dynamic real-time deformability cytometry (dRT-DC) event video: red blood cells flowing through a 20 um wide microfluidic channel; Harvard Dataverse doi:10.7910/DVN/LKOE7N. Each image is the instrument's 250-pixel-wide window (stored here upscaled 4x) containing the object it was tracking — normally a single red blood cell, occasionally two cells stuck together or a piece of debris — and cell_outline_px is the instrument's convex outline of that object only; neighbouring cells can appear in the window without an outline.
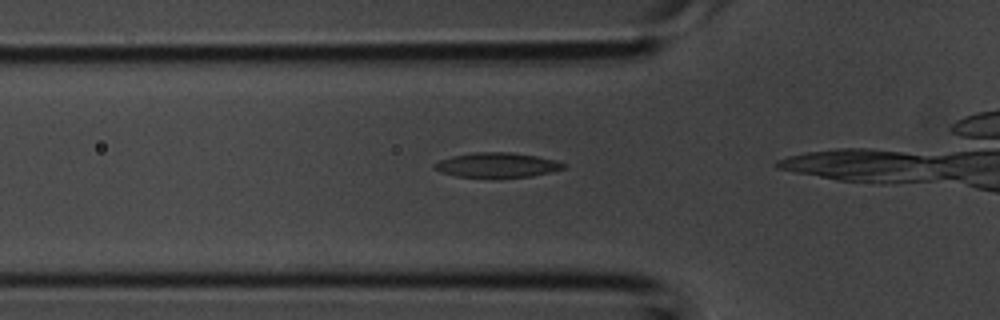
{"species": "common noctule bat (a hibernating species)", "species_latin": "Nyctalus noctula", "temperature_condition": "room temperature", "stored_images_in_passage": 10, "camera_frame_rate_fps": 3000, "um_per_image_px": 0.085, "animal": {"sex": "male", "body_mass_g": 20.1, "forearm_length_mm": 53.5}, "frame": {"image": 1, "passage_image": 7, "time_ms": 2.0, "image_size_px": [1000, 320], "cell_outline_px": [[568, 168], [532, 176], [456, 176], [440, 172], [432, 168], [432, 164], [440, 160], [452, 156], [476, 152], [512, 152], [536, 156], [556, 160], [568, 164]], "centroid_in_image_um": [42.28, 14.01], "position_along_channel_um": 83.5, "area_um2": 18.44}}
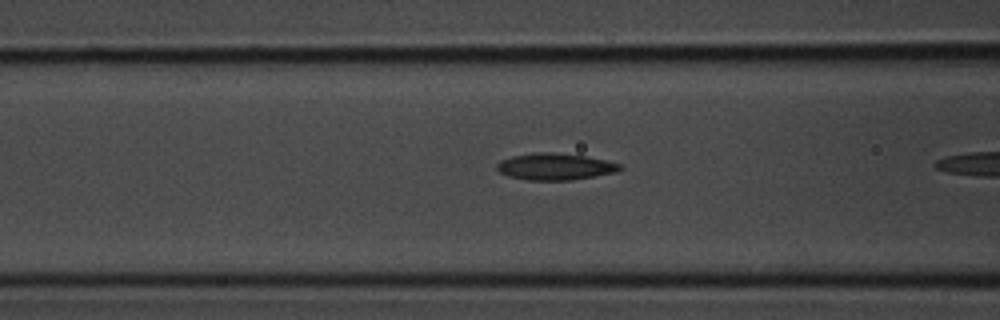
{"frame": {"image": 2, "passage_image": 9, "time_ms": 2.667, "image_size_px": [1000, 320], "cell_outline_px": [[624, 168], [616, 172], [572, 180], [528, 180], [508, 176], [500, 172], [496, 168], [496, 164], [500, 160], [512, 156], [536, 152], [552, 152], [584, 156], [604, 160], [620, 164]], "centroid_in_image_um": [47.16, 14.16], "position_along_channel_um": 119.4, "area_um2": 19.07}}